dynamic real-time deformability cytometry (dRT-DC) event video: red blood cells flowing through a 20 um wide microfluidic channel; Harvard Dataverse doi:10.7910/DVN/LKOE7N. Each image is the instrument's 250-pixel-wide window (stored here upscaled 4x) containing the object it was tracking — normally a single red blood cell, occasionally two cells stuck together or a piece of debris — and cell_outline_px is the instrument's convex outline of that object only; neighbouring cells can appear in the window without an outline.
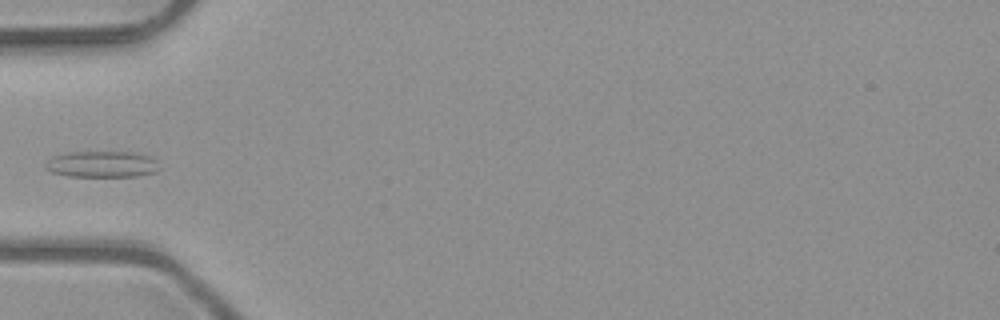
{"species": "common noctule bat (a hibernating species)", "species_latin": "Nyctalus noctula", "temperature_condition": "room temperature", "stored_images_in_passage": 6, "camera_frame_rate_fps": 3000, "um_per_image_px": 0.085, "animal": {"sex": "male", "body_mass_g": 23.1, "forearm_length_mm": 52.7}, "frame": {"image": 1, "passage_image": 6, "time_ms": 1.667, "image_size_px": [1000, 320], "cell_outline_px": [[160, 168], [156, 172], [136, 176], [68, 176], [52, 172], [44, 168], [44, 164], [52, 156], [68, 152], [132, 152], [152, 156], [156, 160]], "centroid_in_image_um": [8.67, 13.95], "position_along_channel_um": 76.3, "area_um2": 17.57}}